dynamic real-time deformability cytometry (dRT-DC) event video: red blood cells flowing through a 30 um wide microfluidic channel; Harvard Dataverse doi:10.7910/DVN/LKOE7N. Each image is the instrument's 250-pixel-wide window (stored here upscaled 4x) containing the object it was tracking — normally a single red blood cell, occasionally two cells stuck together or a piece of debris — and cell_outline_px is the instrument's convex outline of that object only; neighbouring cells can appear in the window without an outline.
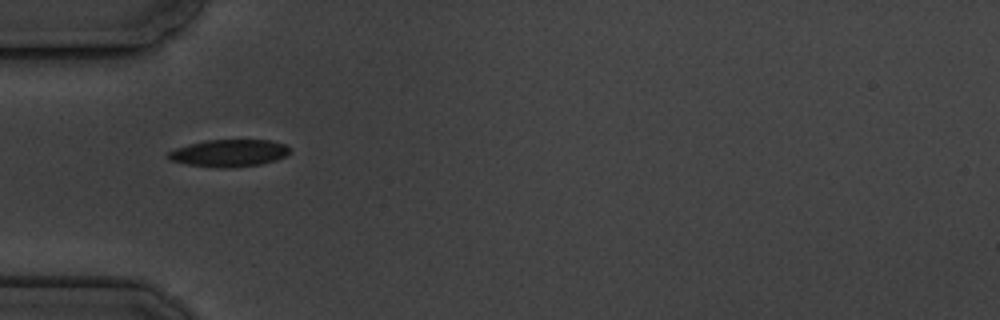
{"species": "common noctule bat (a hibernating species)", "species_latin": "Nyctalus noctula", "temperature_condition": "cold", "stored_images_in_passage": 3, "camera_frame_rate_fps": 3000, "um_per_image_px": 0.085, "animal": {"sex": "male", "body_mass_g": 19.5, "forearm_length_mm": 54.6}, "frame": {"image": 1, "passage_image": 2, "time_ms": 1.333, "image_size_px": [1000, 320], "cell_outline_px": [[292, 152], [276, 160], [260, 164], [224, 168], [188, 164], [168, 160], [168, 152], [176, 148], [188, 144], [208, 140], [268, 140], [284, 144]], "centroid_in_image_um": [19.46, 13.0], "position_along_channel_um": 65.5, "area_um2": 19.02}}